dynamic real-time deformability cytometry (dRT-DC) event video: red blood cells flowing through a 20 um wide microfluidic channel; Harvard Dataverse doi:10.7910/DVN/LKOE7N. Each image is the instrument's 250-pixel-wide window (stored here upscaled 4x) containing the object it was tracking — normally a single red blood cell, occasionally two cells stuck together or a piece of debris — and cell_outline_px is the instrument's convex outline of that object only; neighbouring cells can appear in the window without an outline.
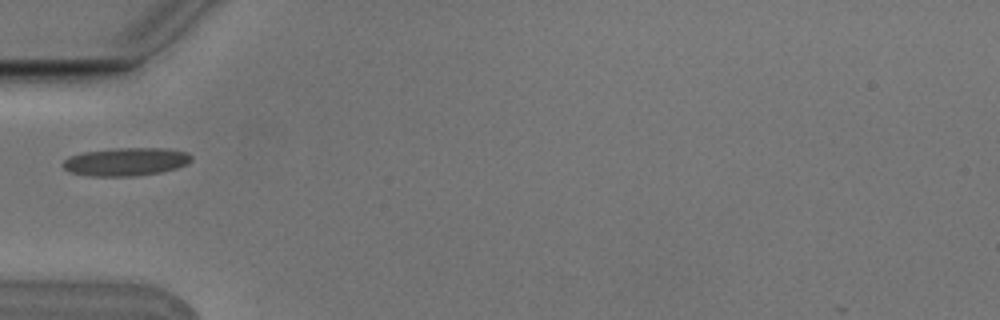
{"species": "Egyptian fruit bat (a non-hibernating species)", "species_latin": "Rousettus aegyptiacus", "temperature_condition": "cold", "stored_images_in_passage": 1, "camera_frame_rate_fps": 3000, "um_per_image_px": 0.085, "animal": {"sex": "male"}, "frame": {"image": 1, "passage_image": 1, "time_ms": 0.0, "image_size_px": [1000, 320], "cell_outline_px": [[192, 160], [188, 164], [176, 168], [160, 172], [136, 176], [88, 176], [68, 172], [60, 164], [68, 156], [84, 152], [116, 148], [164, 148], [188, 152], [192, 156]], "centroid_in_image_um": [10.68, 13.75], "position_along_channel_um": 74.3, "area_um2": 21.27}}